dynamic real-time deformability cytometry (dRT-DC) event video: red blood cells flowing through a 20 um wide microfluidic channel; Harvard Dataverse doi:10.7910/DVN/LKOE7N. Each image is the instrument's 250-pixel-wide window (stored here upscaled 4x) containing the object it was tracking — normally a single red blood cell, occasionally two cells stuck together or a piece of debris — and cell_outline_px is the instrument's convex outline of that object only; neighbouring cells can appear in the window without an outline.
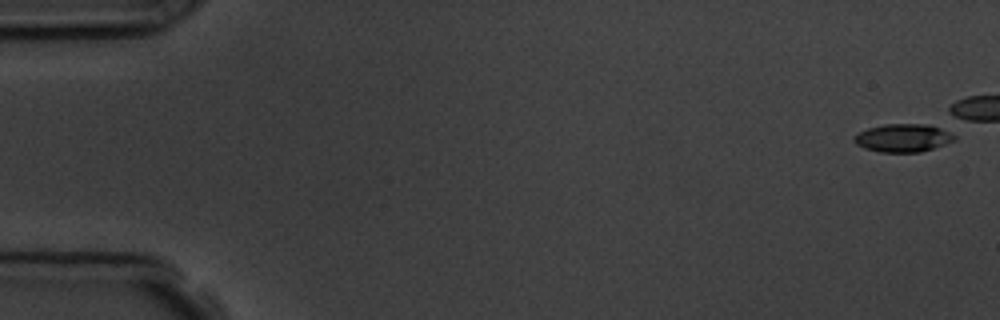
{"species": "common noctule bat (a hibernating species)", "species_latin": "Nyctalus noctula", "temperature_condition": "room temperature", "stored_images_in_passage": 6, "camera_frame_rate_fps": 3000, "um_per_image_px": 0.085, "animal": {"sex": "male", "body_mass_g": 19.5, "forearm_length_mm": 54.6}, "frame": {"image": 1, "passage_image": 1, "time_ms": 0.0, "image_size_px": [1000, 320], "cell_outline_px": [[956, 140], [920, 152], [880, 152], [864, 148], [856, 144], [852, 140], [852, 136], [868, 128], [884, 124], [928, 124], [940, 128], [956, 136]], "centroid_in_image_um": [76.72, 11.72], "position_along_channel_um": 8.3, "area_um2": 16.36}}